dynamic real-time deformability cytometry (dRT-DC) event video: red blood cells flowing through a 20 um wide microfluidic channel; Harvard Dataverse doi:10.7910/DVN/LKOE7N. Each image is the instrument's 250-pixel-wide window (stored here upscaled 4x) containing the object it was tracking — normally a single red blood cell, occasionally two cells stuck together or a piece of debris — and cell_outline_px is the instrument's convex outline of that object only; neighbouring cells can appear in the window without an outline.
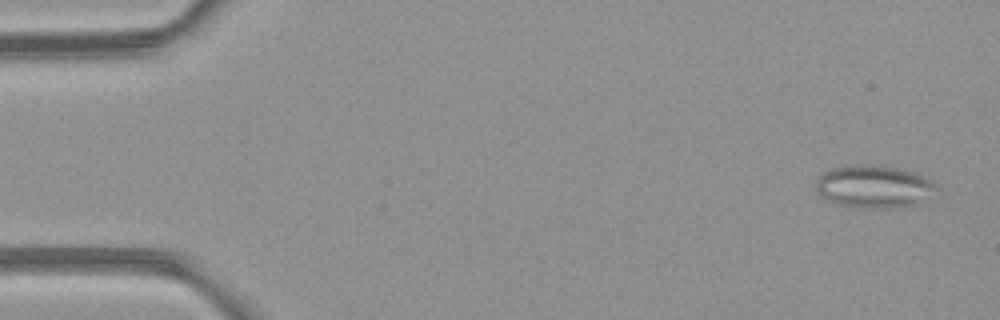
{"species": "common noctule bat (a hibernating species)", "species_latin": "Nyctalus noctula", "temperature_condition": "room temperature", "stored_images_in_passage": 5, "camera_frame_rate_fps": 3000, "um_per_image_px": 0.085, "animal": {"sex": "female", "body_mass_g": 21.9}, "frame": {"image": 1, "passage_image": 5, "time_ms": 4.333, "image_size_px": [1000, 320], "cell_outline_px": [[936, 188], [920, 204], [896, 208], [864, 208], [840, 204], [828, 200], [816, 188], [816, 180], [824, 172], [832, 168], [856, 164], [872, 164], [896, 168], [912, 172], [924, 176], [932, 180]], "centroid_in_image_um": [74.3, 15.86], "position_along_channel_um": 10.7, "area_um2": 29.65}}